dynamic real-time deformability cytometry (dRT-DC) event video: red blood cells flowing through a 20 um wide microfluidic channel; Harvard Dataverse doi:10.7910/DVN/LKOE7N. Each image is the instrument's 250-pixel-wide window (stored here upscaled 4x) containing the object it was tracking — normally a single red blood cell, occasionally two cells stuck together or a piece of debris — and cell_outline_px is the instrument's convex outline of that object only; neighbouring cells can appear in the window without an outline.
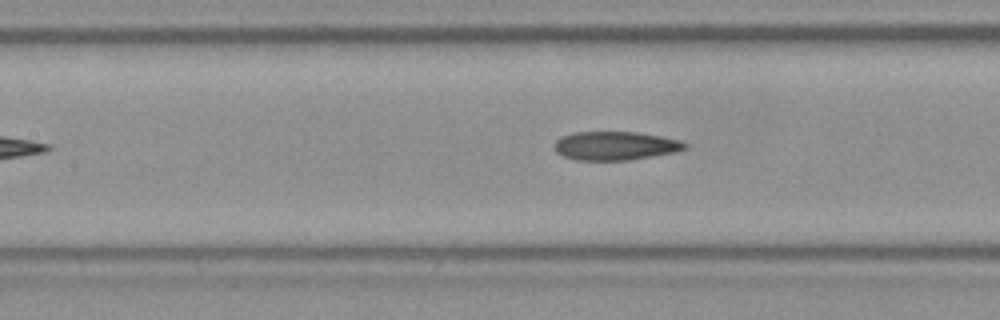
{"species": "Egyptian fruit bat (a non-hibernating species)", "species_latin": "Rousettus aegyptiacus", "temperature_condition": "room temperature", "stored_images_in_passage": 5, "camera_frame_rate_fps": 3000, "um_per_image_px": 0.085, "frame": {"image": 1, "passage_image": 5, "time_ms": 1.333, "image_size_px": [1000, 320], "cell_outline_px": [[688, 148], [676, 152], [628, 160], [576, 160], [564, 156], [556, 152], [552, 144], [560, 136], [572, 132], [636, 132], [660, 136], [680, 140], [688, 144]], "centroid_in_image_um": [52.28, 12.38], "position_along_channel_um": 155.1, "area_um2": 21.96}}